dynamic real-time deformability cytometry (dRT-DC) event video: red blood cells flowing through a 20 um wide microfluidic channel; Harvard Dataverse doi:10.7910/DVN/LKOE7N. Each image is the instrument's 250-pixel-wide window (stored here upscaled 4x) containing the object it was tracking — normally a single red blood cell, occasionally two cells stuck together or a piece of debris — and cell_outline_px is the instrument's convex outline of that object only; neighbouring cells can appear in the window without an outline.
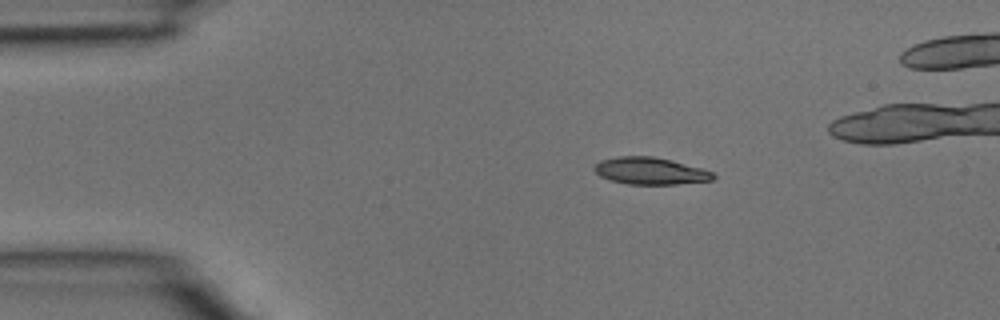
{"species": "common noctule bat (a hibernating species)", "species_latin": "Nyctalus noctula", "temperature_condition": "room temperature", "stored_images_in_passage": 5, "camera_frame_rate_fps": 3000, "um_per_image_px": 0.085, "animal": {"sex": "male", "body_mass_g": 15.6}, "frame": {"image": 1, "passage_image": 3, "time_ms": 0.667, "image_size_px": [1000, 320], "cell_outline_px": [[716, 176], [712, 180], [676, 184], [628, 184], [612, 180], [600, 176], [592, 168], [600, 160], [620, 156], [652, 156], [672, 160], [700, 168], [712, 172]], "centroid_in_image_um": [55.26, 14.52], "position_along_channel_um": 29.7, "area_um2": 18.55}}